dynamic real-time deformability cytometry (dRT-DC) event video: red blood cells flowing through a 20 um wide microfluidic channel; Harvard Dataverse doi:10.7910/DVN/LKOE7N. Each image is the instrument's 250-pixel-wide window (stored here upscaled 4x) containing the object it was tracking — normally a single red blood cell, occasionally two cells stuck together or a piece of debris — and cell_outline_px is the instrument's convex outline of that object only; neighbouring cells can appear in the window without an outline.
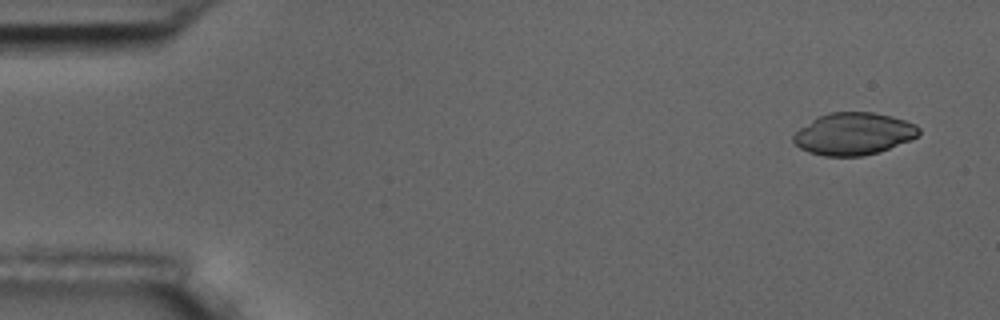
{"species": "common noctule bat (a hibernating species)", "species_latin": "Nyctalus noctula", "temperature_condition": "room temperature", "stored_images_in_passage": 4, "camera_frame_rate_fps": 3000, "um_per_image_px": 0.085, "animal": {"sex": "male", "body_mass_g": 17.5, "forearm_length_mm": 52.3}, "frame": {"image": 1, "passage_image": 1, "time_ms": 0.0, "image_size_px": [1000, 320], "cell_outline_px": [[920, 136], [912, 140], [880, 152], [864, 156], [824, 156], [808, 152], [800, 148], [792, 140], [792, 136], [800, 128], [812, 120], [820, 116], [832, 112], [872, 112], [892, 116], [916, 124], [920, 128]], "centroid_in_image_um": [72.6, 11.39], "position_along_channel_um": 12.4, "area_um2": 31.04}}